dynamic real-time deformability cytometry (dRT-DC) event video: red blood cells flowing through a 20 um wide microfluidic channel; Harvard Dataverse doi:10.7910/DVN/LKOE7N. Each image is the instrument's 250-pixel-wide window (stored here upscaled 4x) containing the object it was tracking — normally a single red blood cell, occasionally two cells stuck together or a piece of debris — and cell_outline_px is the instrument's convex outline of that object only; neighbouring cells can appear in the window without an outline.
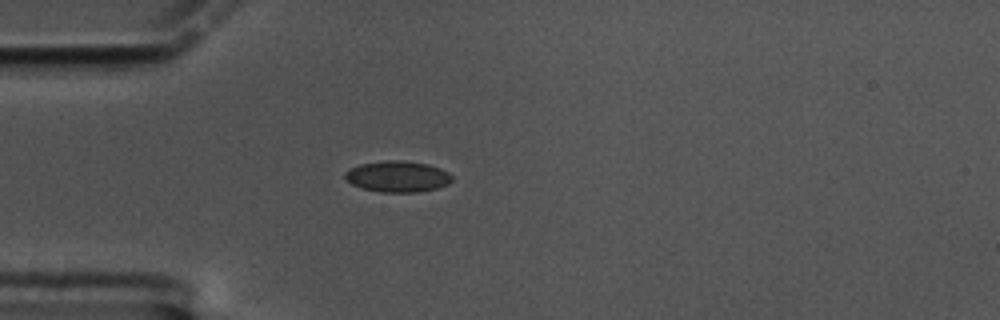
{"species": "common noctule bat (a hibernating species)", "species_latin": "Nyctalus noctula", "temperature_condition": "cold", "stored_images_in_passage": 45, "camera_frame_rate_fps": 3000, "um_per_image_px": 0.085, "animal": {"sex": "male", "body_mass_g": 17.5, "forearm_length_mm": 52.3}, "frame": {"image": 1, "passage_image": 1, "time_ms": 0.0, "image_size_px": [1000, 320], "cell_outline_px": [[452, 180], [448, 184], [436, 188], [416, 192], [380, 192], [364, 188], [352, 184], [344, 176], [344, 172], [360, 164], [388, 160], [396, 160], [428, 164], [440, 168], [448, 172], [452, 176]], "centroid_in_image_um": [33.81, 15.0], "position_along_channel_um": 51.2, "area_um2": 19.13}}
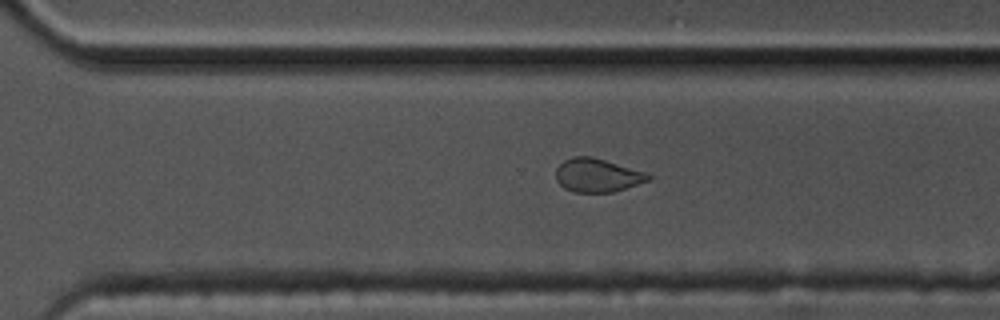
{"frame": {"image": 2, "passage_image": 26, "time_ms": 8.333, "image_size_px": [1000, 320], "cell_outline_px": [[652, 180], [612, 192], [572, 192], [564, 188], [556, 180], [556, 168], [564, 160], [572, 156], [592, 156], [644, 172], [652, 176]], "centroid_in_image_um": [50.75, 14.9], "position_along_channel_um": 319.8, "area_um2": 18.03}}
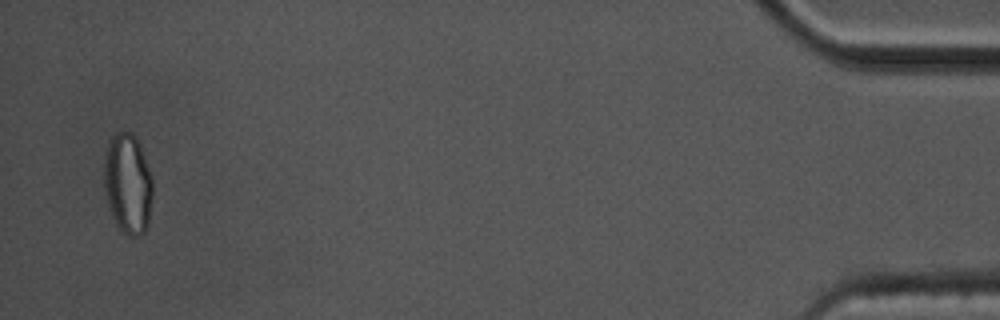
{"frame": {"image": 3, "passage_image": 43, "time_ms": 14.0, "image_size_px": [1000, 320], "cell_outline_px": [[152, 200], [148, 224], [144, 232], [140, 236], [128, 236], [116, 224], [112, 216], [104, 188], [104, 160], [108, 144], [112, 136], [116, 132], [124, 128], [132, 132], [140, 144], [152, 176]], "centroid_in_image_um": [10.87, 15.57], "position_along_channel_um": 424.3, "area_um2": 28.73}, "authors_computed_cell_mechanics": {"area_um2": 18.785, "velocity_mm_per_s": 3.3355, "shape_relaxation_time_tau1_ms": 6.1493, "shape_relaxation_time_tau2_ms": 1.9134, "deformation_change_tau1": 0.105, "deformation_change_tau2": 0.0625}}